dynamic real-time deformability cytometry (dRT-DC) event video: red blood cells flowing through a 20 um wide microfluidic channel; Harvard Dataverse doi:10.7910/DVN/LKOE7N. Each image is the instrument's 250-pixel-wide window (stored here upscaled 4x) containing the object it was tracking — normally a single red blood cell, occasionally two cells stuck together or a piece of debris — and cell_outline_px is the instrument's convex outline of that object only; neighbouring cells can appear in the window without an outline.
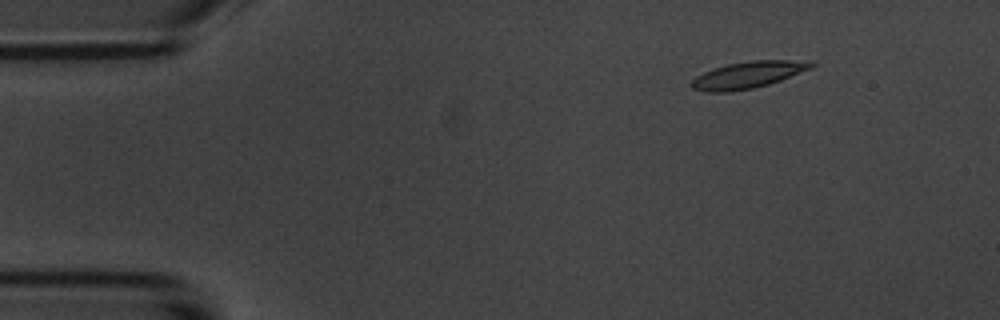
{"species": "common noctule bat (a hibernating species)", "species_latin": "Nyctalus noctula", "temperature_condition": "room temperature", "stored_images_in_passage": 7, "camera_frame_rate_fps": 3000, "um_per_image_px": 0.085, "animal": {"sex": "male", "body_mass_g": 20.1, "forearm_length_mm": 53.5}, "frame": {"image": 1, "passage_image": 2, "time_ms": 1.0, "image_size_px": [1000, 320], "cell_outline_px": [[816, 64], [812, 68], [780, 80], [768, 84], [752, 88], [728, 92], [704, 92], [692, 88], [688, 84], [696, 76], [712, 68], [728, 64], [752, 60], [812, 60]], "centroid_in_image_um": [63.57, 6.36], "position_along_channel_um": 21.4, "area_um2": 18.79}}
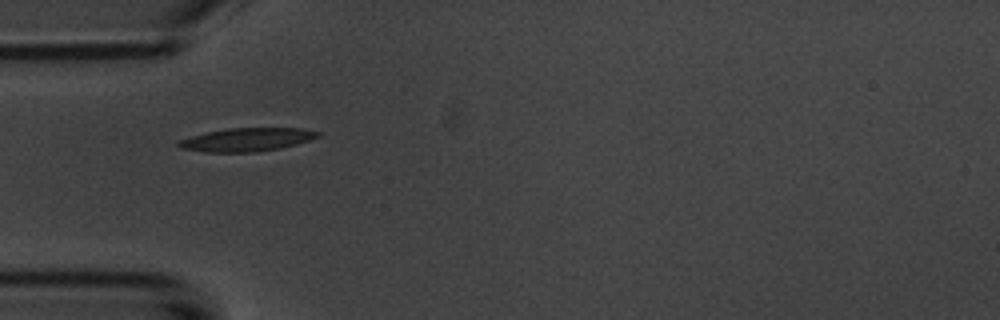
{"frame": {"image": 2, "passage_image": 5, "time_ms": 4.333, "image_size_px": [1000, 320], "cell_outline_px": [[320, 136], [296, 144], [280, 148], [256, 152], [204, 152], [180, 148], [176, 144], [180, 140], [204, 132], [228, 128], [300, 128], [320, 132]], "centroid_in_image_um": [20.95, 11.87], "position_along_channel_um": 64.0, "area_um2": 18.9}}
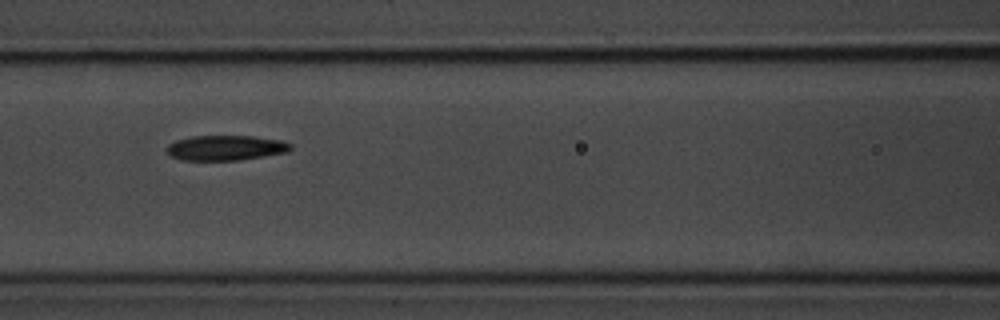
{"frame": {"image": 3, "passage_image": 7, "time_ms": 6.667, "image_size_px": [1000, 320], "cell_outline_px": [[292, 148], [288, 152], [236, 160], [180, 160], [172, 156], [168, 152], [168, 144], [176, 140], [192, 136], [252, 136], [280, 140], [292, 144]], "centroid_in_image_um": [19.19, 12.56], "position_along_channel_um": 147.4, "area_um2": 17.92}}